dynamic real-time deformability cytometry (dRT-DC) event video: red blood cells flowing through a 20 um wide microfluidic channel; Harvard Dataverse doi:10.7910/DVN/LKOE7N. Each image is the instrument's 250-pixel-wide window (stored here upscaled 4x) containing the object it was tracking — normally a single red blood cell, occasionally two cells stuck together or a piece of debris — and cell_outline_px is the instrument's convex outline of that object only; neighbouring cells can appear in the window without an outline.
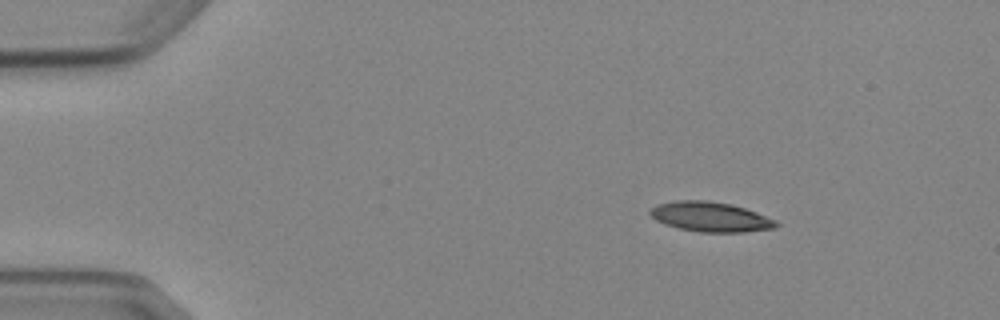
{"species": "Egyptian fruit bat (a non-hibernating species)", "species_latin": "Rousettus aegyptiacus", "temperature_condition": "cold", "stored_images_in_passage": 4, "camera_frame_rate_fps": 3000, "um_per_image_px": 0.085, "animal": {"sex": "female"}, "frame": {"image": 1, "passage_image": 1, "time_ms": 0.0, "image_size_px": [1000, 320], "cell_outline_px": [[780, 224], [776, 228], [744, 232], [700, 232], [680, 228], [664, 224], [656, 220], [648, 212], [656, 204], [676, 200], [708, 200], [732, 204], [756, 212], [776, 220]], "centroid_in_image_um": [60.4, 18.42], "position_along_channel_um": 24.6, "area_um2": 21.96}}
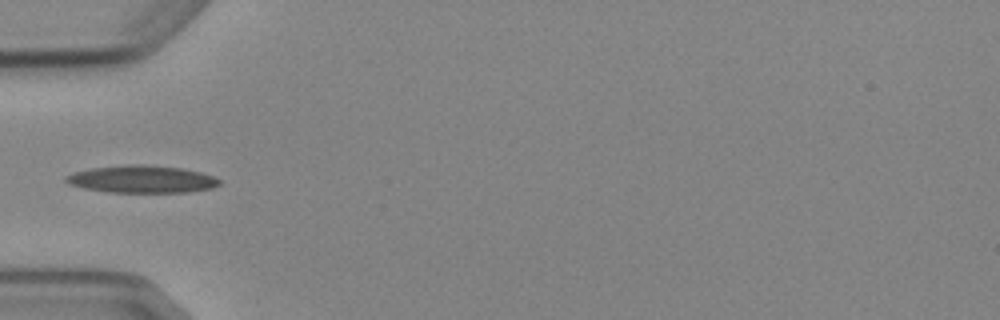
{"frame": {"image": 2, "passage_image": 4, "time_ms": 3.333, "image_size_px": [1000, 320], "cell_outline_px": [[220, 184], [212, 188], [188, 192], [108, 192], [84, 188], [68, 184], [64, 180], [64, 176], [72, 172], [92, 168], [128, 164], [144, 164], [180, 168], [200, 172], [212, 176], [220, 180]], "centroid_in_image_um": [12.01, 15.23], "position_along_channel_um": 73.0, "area_um2": 24.51}}